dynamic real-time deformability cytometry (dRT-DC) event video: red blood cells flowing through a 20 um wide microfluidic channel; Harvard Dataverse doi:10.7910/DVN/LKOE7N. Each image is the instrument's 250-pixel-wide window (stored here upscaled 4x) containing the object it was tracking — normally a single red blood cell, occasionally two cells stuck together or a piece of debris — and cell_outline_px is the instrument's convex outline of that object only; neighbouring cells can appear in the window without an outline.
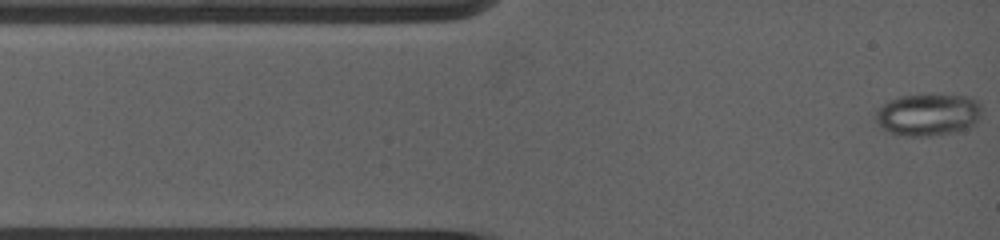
{"species": "common noctule bat (a hibernating species)", "species_latin": "Nyctalus noctula", "temperature_condition": "warm", "stored_images_in_passage": 86, "camera_frame_rate_fps": 5000, "um_per_image_px": 0.085, "animal": {"sex": "female", "body_mass_g": 19.0, "forearm_length_mm": 53.3}, "frame": {"image": 1, "passage_image": 1, "time_ms": 0.0, "image_size_px": [1000, 240], "cell_outline_px": [[980, 112], [976, 120], [972, 124], [960, 128], [944, 132], [912, 136], [892, 132], [884, 128], [880, 124], [876, 116], [876, 112], [884, 104], [892, 100], [904, 96], [964, 96], [976, 100], [980, 104]], "centroid_in_image_um": [78.86, 9.72], "position_along_channel_um": 6.1, "area_um2": 24.1}}
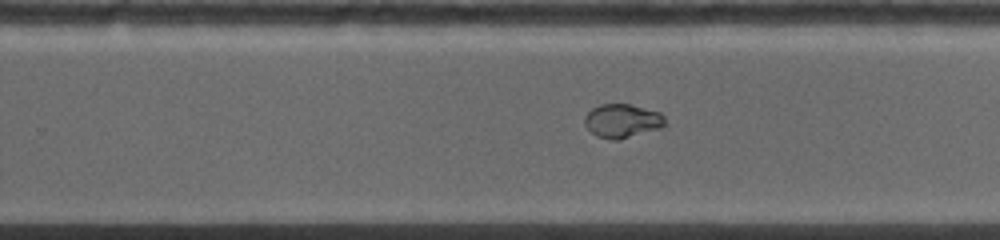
{"frame": {"image": 2, "passage_image": 43, "time_ms": 8.2, "image_size_px": [1000, 240], "cell_outline_px": [[664, 124], [660, 128], [616, 140], [612, 140], [596, 136], [584, 124], [584, 116], [592, 108], [600, 104], [628, 104], [660, 112], [664, 116]], "centroid_in_image_um": [52.85, 10.26], "position_along_channel_um": 276.9, "area_um2": 15.61}}
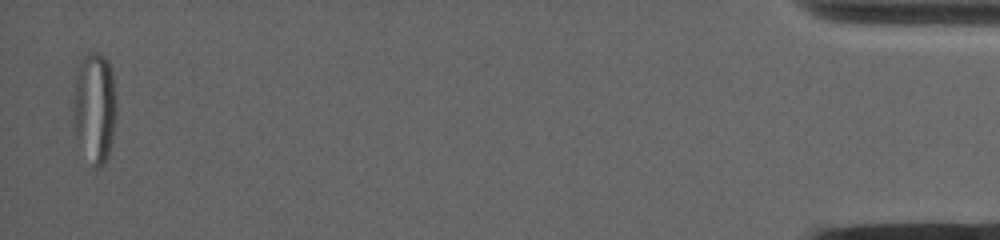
{"frame": {"image": 3, "passage_image": 86, "time_ms": 15.6, "image_size_px": [1000, 240], "cell_outline_px": [[112, 136], [108, 156], [100, 164], [92, 164], [76, 136], [72, 124], [72, 104], [76, 76], [80, 64], [84, 56], [88, 52], [100, 52], [108, 60], [112, 72]], "centroid_in_image_um": [7.96, 9.06], "position_along_channel_um": 427.2, "area_um2": 26.47}}